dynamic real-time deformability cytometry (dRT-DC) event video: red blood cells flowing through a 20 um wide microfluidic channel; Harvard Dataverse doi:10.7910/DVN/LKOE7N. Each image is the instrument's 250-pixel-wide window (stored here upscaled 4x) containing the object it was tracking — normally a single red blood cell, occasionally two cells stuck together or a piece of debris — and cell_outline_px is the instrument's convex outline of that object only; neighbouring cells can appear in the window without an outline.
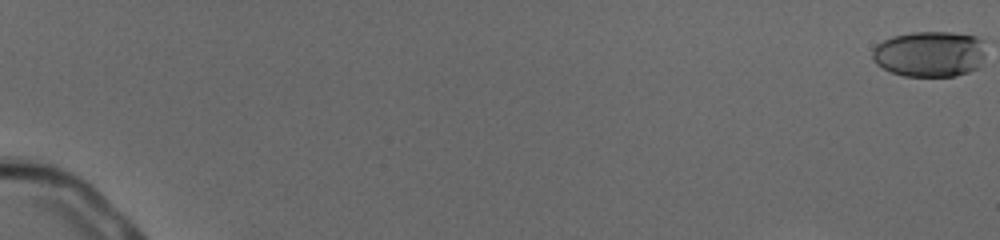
{"species": "human", "species_latin": "Homo sapiens", "temperature_condition": "cold", "stored_images_in_passage": 48, "camera_frame_rate_fps": 3000, "um_per_image_px": 0.085, "donor": {"sex": "male"}, "frame": {"image": 1, "passage_image": 1, "time_ms": 0.0, "image_size_px": [1000, 240], "cell_outline_px": [[984, 40], [980, 68], [956, 76], [904, 76], [892, 72], [876, 64], [872, 56], [872, 52], [876, 44], [892, 36], [912, 32], [952, 32], [976, 36]], "centroid_in_image_um": [79.02, 4.58], "position_along_channel_um": 6.0, "area_um2": 30.35}}
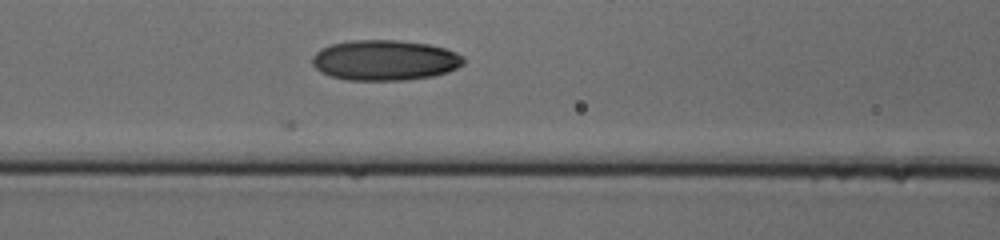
{"frame": {"image": 2, "passage_image": 28, "time_ms": 9.0, "image_size_px": [1000, 240], "cell_outline_px": [[464, 64], [448, 72], [432, 76], [404, 80], [348, 80], [332, 76], [320, 72], [312, 64], [312, 56], [320, 48], [344, 40], [396, 40], [428, 44], [444, 48], [456, 52], [464, 56]], "centroid_in_image_um": [32.7, 5.11], "position_along_channel_um": 133.9, "area_um2": 35.78}}
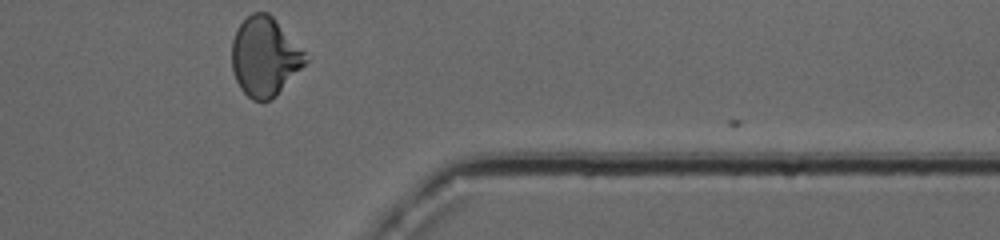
{"frame": {"image": 3, "passage_image": 48, "time_ms": 15.667, "image_size_px": [1000, 240], "cell_outline_px": [[308, 60], [276, 96], [268, 100], [252, 100], [240, 88], [236, 80], [232, 68], [232, 40], [236, 28], [252, 12], [268, 12], [272, 16], [304, 52]], "centroid_in_image_um": [22.47, 4.81], "position_along_channel_um": 388.9, "area_um2": 33.41}, "authors_computed_cell_mechanics": {"area_um2": 32.8015, "velocity_mm_per_s": 3.9384, "shape_relaxation_time_tau1_ms": null, "shape_relaxation_time_tau2_ms": 1.9209, "deformation_change_tau1": null, "deformation_change_tau2": 0.0697}}